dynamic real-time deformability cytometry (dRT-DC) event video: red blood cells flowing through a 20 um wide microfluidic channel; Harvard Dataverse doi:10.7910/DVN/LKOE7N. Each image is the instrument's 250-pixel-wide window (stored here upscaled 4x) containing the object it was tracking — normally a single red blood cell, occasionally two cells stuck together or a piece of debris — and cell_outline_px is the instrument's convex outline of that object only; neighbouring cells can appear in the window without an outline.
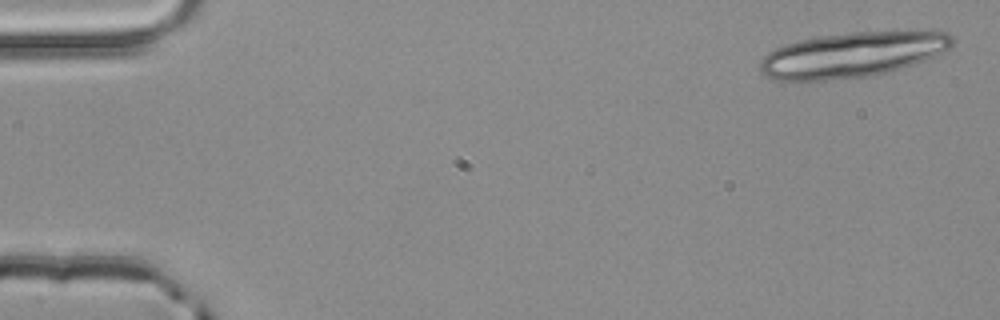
{"species": "common noctule bat (a hibernating species)", "species_latin": "Nyctalus noctula", "temperature_condition": "room temperature", "stored_images_in_passage": 3, "camera_frame_rate_fps": 3000, "um_per_image_px": 0.085, "animal": {"sex": "male", "body_mass_g": 20.4}, "frame": {"image": 1, "passage_image": 1, "time_ms": 0.0, "image_size_px": [1000, 320], "cell_outline_px": [[952, 44], [948, 48], [936, 56], [916, 64], [888, 72], [868, 76], [832, 80], [776, 80], [764, 76], [760, 68], [760, 64], [764, 56], [768, 52], [784, 44], [800, 40], [820, 36], [852, 32], [948, 32], [952, 36]], "centroid_in_image_um": [72.42, 4.67], "position_along_channel_um": 12.6, "area_um2": 50.23}}